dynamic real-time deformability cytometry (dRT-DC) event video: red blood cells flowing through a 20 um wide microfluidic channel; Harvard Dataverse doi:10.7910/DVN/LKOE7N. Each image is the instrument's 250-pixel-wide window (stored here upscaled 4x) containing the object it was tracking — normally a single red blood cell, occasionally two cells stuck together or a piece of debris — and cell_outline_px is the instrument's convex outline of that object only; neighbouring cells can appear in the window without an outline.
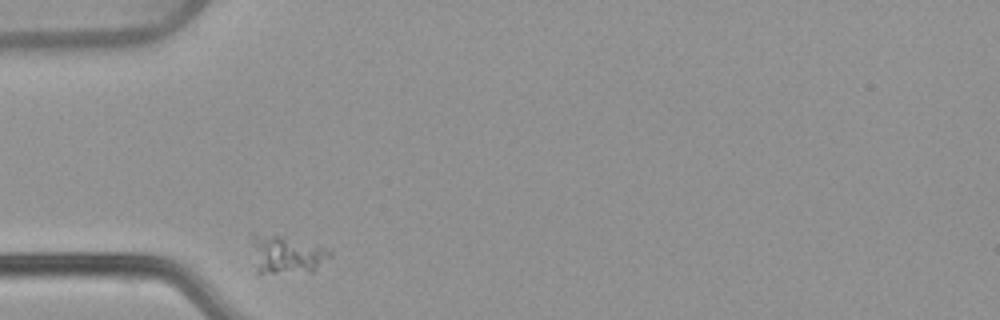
{"species": "common noctule bat (a hibernating species)", "species_latin": "Nyctalus noctula", "temperature_condition": "warm", "stored_images_in_passage": 30, "camera_frame_rate_fps": 3000, "um_per_image_px": 0.085, "animal": {"sex": "female", "body_mass_g": 22.7, "forearm_length_mm": 54.2}, "frame": {"image": 1, "passage_image": 1, "time_ms": 0.0, "image_size_px": [1000, 320], "cell_outline_px": [[332, 256], [312, 272], [256, 272], [248, 232], [276, 236], [324, 248], [332, 252]], "centroid_in_image_um": [24.27, 21.64], "position_along_channel_um": 60.7, "area_um2": 17.05}}
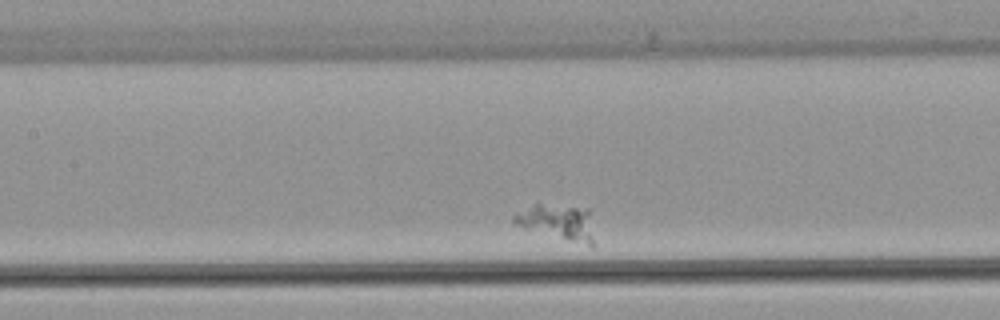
{"frame": {"image": 2, "passage_image": 11, "time_ms": 3.333, "image_size_px": [1000, 320], "cell_outline_px": [[592, 248], [524, 228], [512, 224], [512, 216], [516, 212], [532, 204], [540, 204], [588, 208], [592, 236]], "centroid_in_image_um": [47.34, 18.89], "position_along_channel_um": 160.1, "area_um2": 16.65}}
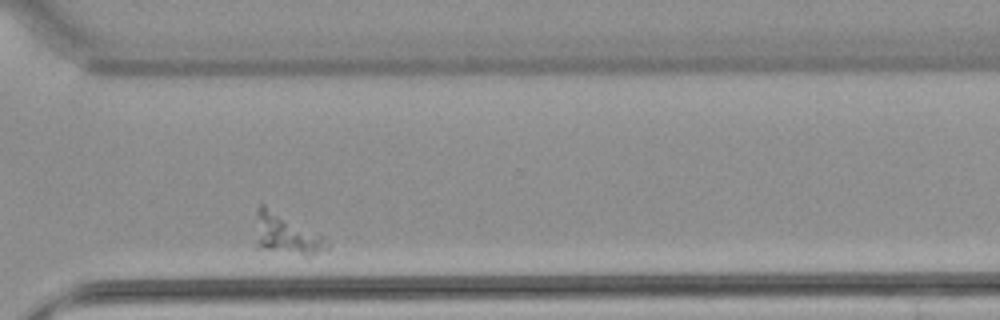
{"frame": {"image": 3, "passage_image": 28, "time_ms": 9.0, "image_size_px": [1000, 320], "cell_outline_px": [[328, 248], [308, 256], [304, 256], [256, 248], [256, 208], [260, 204], [264, 204], [320, 236], [328, 244]], "centroid_in_image_um": [24.23, 19.92], "position_along_channel_um": 346.4, "area_um2": 16.47}}